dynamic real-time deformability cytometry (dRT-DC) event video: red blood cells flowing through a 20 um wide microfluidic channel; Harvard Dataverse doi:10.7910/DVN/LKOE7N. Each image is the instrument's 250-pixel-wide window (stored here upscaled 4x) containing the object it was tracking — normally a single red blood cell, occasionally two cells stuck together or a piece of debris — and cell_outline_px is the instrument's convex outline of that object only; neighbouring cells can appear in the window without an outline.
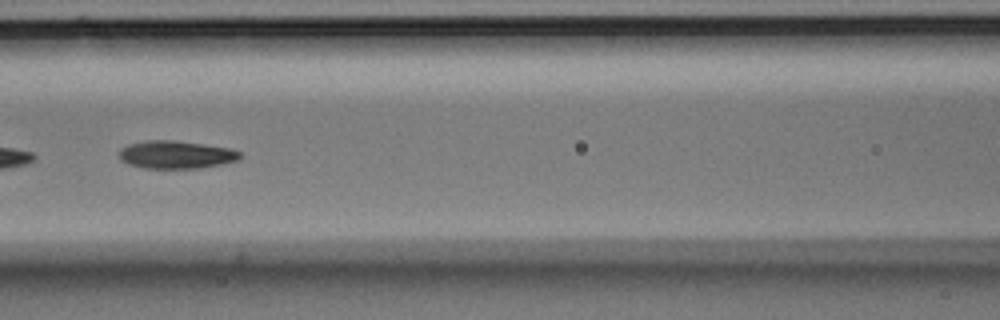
{"species": "Egyptian fruit bat (a non-hibernating species)", "species_latin": "Rousettus aegyptiacus", "temperature_condition": "room temperature", "stored_images_in_passage": 9, "camera_frame_rate_fps": 3000, "um_per_image_px": 0.085, "animal": {"sex": "male"}, "frame": {"image": 1, "passage_image": 6, "time_ms": 1.667, "image_size_px": [1000, 320], "cell_outline_px": [[240, 156], [236, 160], [220, 164], [200, 168], [144, 168], [128, 164], [120, 160], [120, 148], [128, 144], [148, 140], [172, 140], [204, 144], [228, 148], [240, 152]], "centroid_in_image_um": [14.91, 13.14], "position_along_channel_um": 151.7, "area_um2": 19.42}}
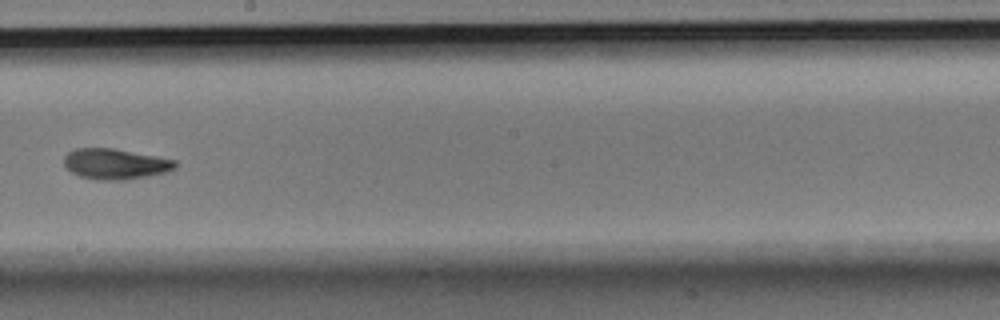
{"frame": {"image": 2, "passage_image": 8, "time_ms": 2.333, "image_size_px": [1000, 320], "cell_outline_px": [[176, 168], [164, 172], [148, 176], [124, 180], [96, 180], [80, 176], [72, 172], [64, 164], [64, 156], [68, 152], [76, 148], [112, 148], [156, 156], [176, 160]], "centroid_in_image_um": [9.79, 13.93], "position_along_channel_um": 238.4, "area_um2": 19.71}}
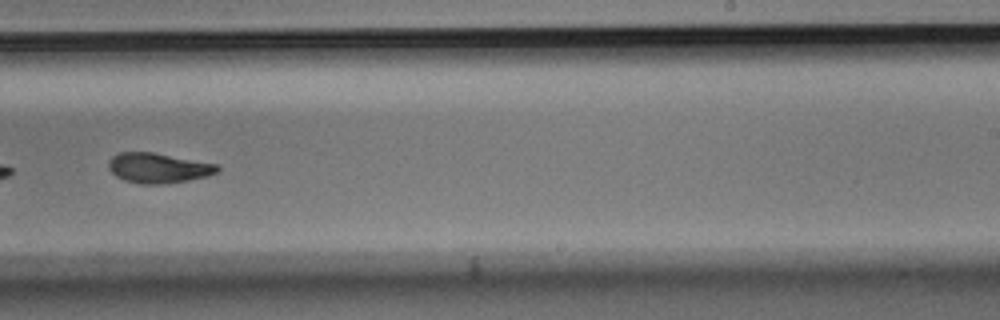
{"frame": {"image": 3, "passage_image": 9, "time_ms": 2.667, "image_size_px": [1000, 320], "cell_outline_px": [[220, 172], [208, 176], [188, 180], [156, 184], [140, 184], [124, 180], [116, 176], [108, 168], [108, 160], [112, 156], [120, 152], [152, 152], [220, 164]], "centroid_in_image_um": [13.48, 14.27], "position_along_channel_um": 275.5, "area_um2": 19.19}}